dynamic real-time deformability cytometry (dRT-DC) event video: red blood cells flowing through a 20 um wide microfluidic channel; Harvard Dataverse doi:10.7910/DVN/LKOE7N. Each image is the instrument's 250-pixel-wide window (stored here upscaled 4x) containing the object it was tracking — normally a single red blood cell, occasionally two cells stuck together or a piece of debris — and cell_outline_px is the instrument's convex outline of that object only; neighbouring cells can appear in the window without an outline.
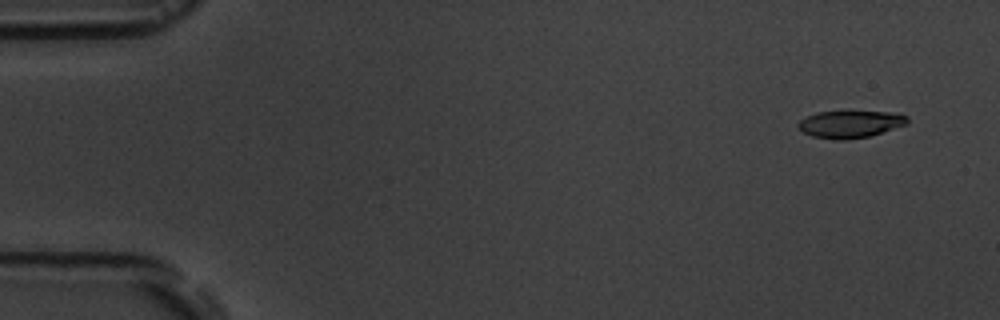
{"species": "common noctule bat (a hibernating species)", "species_latin": "Nyctalus noctula", "temperature_condition": "room temperature", "stored_images_in_passage": 5, "camera_frame_rate_fps": 3000, "um_per_image_px": 0.085, "animal": {"sex": "male", "body_mass_g": 19.5, "forearm_length_mm": 54.6}, "frame": {"image": 1, "passage_image": 1, "time_ms": 0.0, "image_size_px": [1000, 320], "cell_outline_px": [[908, 124], [868, 136], [844, 140], [836, 140], [812, 136], [804, 132], [796, 124], [800, 120], [816, 112], [848, 108], [900, 112], [908, 116]], "centroid_in_image_um": [72.32, 10.47], "position_along_channel_um": 12.7, "area_um2": 18.38}}
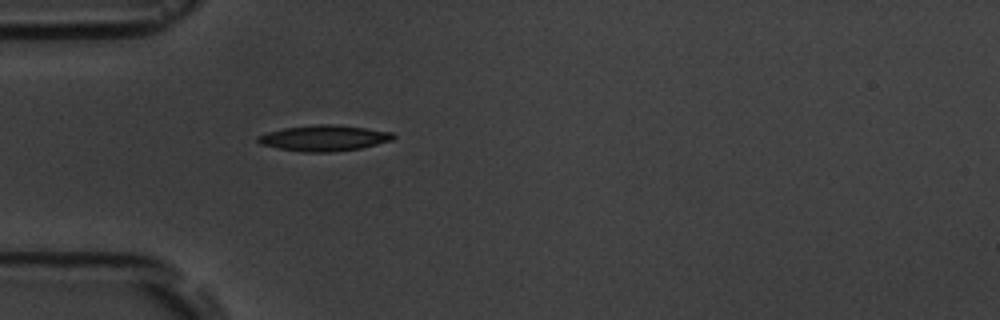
{"frame": {"image": 2, "passage_image": 5, "time_ms": 4.333, "image_size_px": [1000, 320], "cell_outline_px": [[396, 136], [392, 140], [360, 148], [328, 152], [304, 152], [276, 148], [260, 144], [256, 140], [256, 136], [268, 132], [284, 128], [316, 124], [332, 124], [364, 128], [392, 132]], "centroid_in_image_um": [27.5, 11.73], "position_along_channel_um": 57.5, "area_um2": 20.23}}